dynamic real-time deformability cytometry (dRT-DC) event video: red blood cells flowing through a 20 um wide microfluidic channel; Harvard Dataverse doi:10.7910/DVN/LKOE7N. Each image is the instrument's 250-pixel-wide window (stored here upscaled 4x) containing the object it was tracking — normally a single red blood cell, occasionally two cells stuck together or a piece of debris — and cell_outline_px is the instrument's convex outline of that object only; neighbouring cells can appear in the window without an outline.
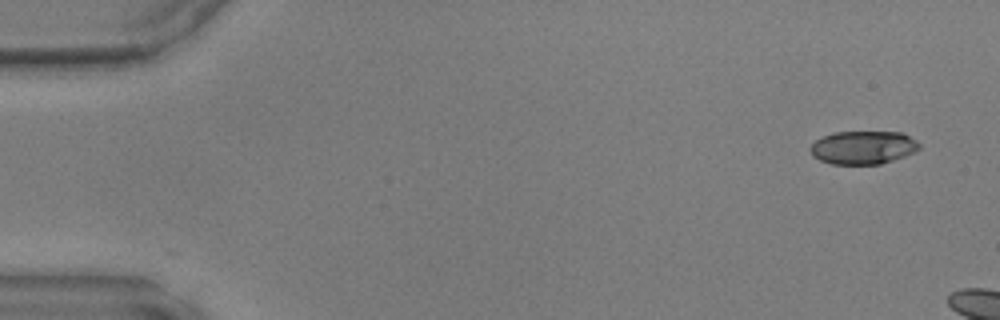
{"species": "common noctule bat (a hibernating species)", "species_latin": "Nyctalus noctula", "temperature_condition": "warm", "stored_images_in_passage": 6, "camera_frame_rate_fps": 3000, "um_per_image_px": 0.085, "animal": {"sex": "male", "body_mass_g": 17.9, "forearm_length_mm": 54.2}, "frame": {"image": 1, "passage_image": 1, "time_ms": 0.0, "image_size_px": [1000, 320], "cell_outline_px": [[920, 148], [916, 152], [880, 164], [832, 164], [820, 160], [812, 156], [808, 148], [816, 140], [832, 132], [900, 132], [916, 140], [920, 144]], "centroid_in_image_um": [73.35, 12.54], "position_along_channel_um": 11.7, "area_um2": 21.15}}